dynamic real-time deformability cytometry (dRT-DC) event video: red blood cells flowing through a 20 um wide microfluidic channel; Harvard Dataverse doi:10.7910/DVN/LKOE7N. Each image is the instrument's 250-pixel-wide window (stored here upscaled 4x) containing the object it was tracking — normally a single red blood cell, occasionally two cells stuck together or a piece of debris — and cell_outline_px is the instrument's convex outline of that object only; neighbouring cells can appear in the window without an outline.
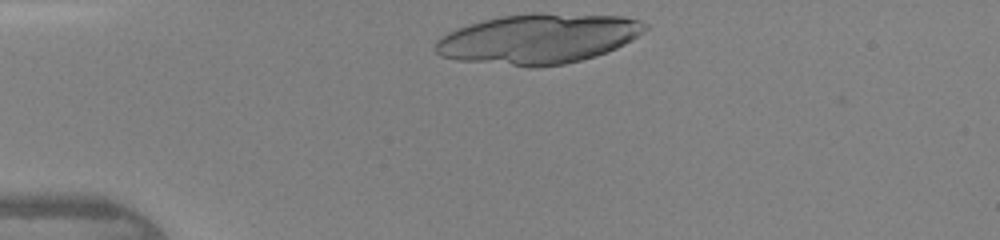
{"species": "human", "species_latin": "Homo sapiens", "temperature_condition": "warm", "stored_images_in_passage": 7, "camera_frame_rate_fps": 3000, "um_per_image_px": 0.085, "donor": {"sex": "female"}, "frame": {"image": 1, "passage_image": 1, "time_ms": 0.0, "image_size_px": [1000, 240], "cell_outline_px": [[648, 28], [644, 32], [632, 40], [616, 48], [596, 56], [564, 64], [532, 68], [528, 68], [456, 60], [440, 56], [436, 52], [436, 40], [448, 32], [456, 28], [468, 24], [500, 16], [532, 12], [540, 12], [624, 16], [640, 20], [648, 24]], "centroid_in_image_um": [45.77, 3.29], "position_along_channel_um": 39.2, "area_um2": 61.73}}